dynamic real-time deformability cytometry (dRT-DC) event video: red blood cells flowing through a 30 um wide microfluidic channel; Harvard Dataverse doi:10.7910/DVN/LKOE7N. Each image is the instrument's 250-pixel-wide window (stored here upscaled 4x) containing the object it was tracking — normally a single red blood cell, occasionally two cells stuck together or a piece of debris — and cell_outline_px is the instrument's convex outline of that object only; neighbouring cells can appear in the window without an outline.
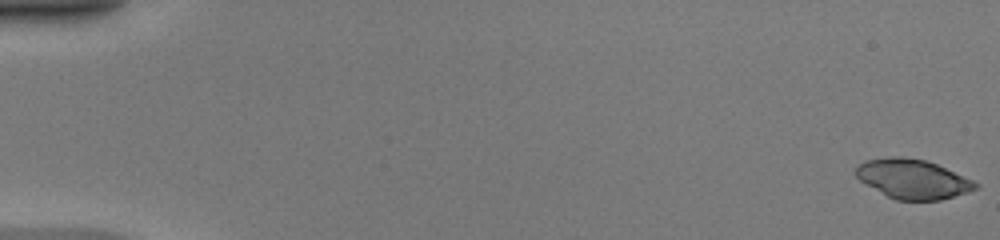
{"species": "common noctule bat (a hibernating species)", "species_latin": "Nyctalus noctula", "temperature_condition": "warm", "stored_images_in_passage": 50, "camera_frame_rate_fps": 3000, "um_per_image_px": 0.085, "animal": {"sex": "female", "body_mass_g": 20.0, "forearm_length_mm": 54.0}, "frame": {"image": 1, "passage_image": 1, "time_ms": 0.0, "image_size_px": [1000, 240], "cell_outline_px": [[980, 184], [976, 188], [968, 192], [940, 200], [896, 200], [888, 196], [860, 180], [852, 172], [864, 160], [892, 156], [900, 156], [924, 160], [936, 164], [972, 180]], "centroid_in_image_um": [77.56, 15.21], "position_along_channel_um": 7.4, "area_um2": 27.17}}
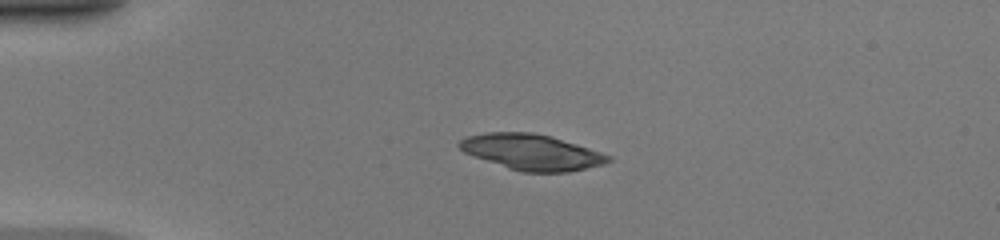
{"frame": {"image": 2, "passage_image": 13, "time_ms": 4.0, "image_size_px": [1000, 240], "cell_outline_px": [[612, 160], [604, 164], [568, 172], [520, 172], [472, 156], [464, 152], [456, 144], [460, 140], [468, 136], [488, 132], [532, 132], [552, 136], [612, 156]], "centroid_in_image_um": [45.18, 12.93], "position_along_channel_um": 39.8, "area_um2": 30.98}}